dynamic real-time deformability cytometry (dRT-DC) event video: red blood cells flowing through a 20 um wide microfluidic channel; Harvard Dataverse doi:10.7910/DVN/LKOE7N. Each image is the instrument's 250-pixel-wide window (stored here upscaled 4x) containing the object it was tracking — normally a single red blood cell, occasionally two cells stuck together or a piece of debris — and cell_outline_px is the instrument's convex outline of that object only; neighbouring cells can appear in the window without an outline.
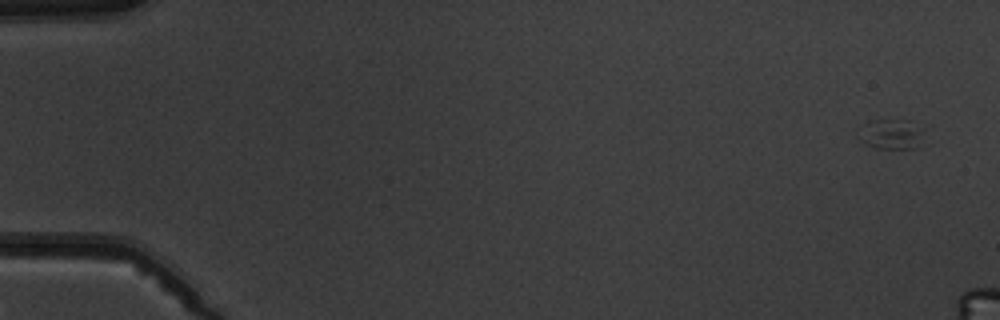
{"species": "common noctule bat (a hibernating species)", "species_latin": "Nyctalus noctula", "temperature_condition": "warm", "stored_images_in_passage": 4, "camera_frame_rate_fps": 3000, "um_per_image_px": 0.085, "animal": {"sex": "male", "body_mass_g": 19.5, "forearm_length_mm": 54.6}, "frame": {"image": 1, "passage_image": 1, "time_ms": 0.0, "image_size_px": [1000, 320], "cell_outline_px": [[924, 128], [916, 148], [876, 148], [864, 144], [860, 140], [864, 124], [872, 120], [908, 120]], "centroid_in_image_um": [75.77, 11.4], "position_along_channel_um": 9.2, "area_um2": 11.1}}